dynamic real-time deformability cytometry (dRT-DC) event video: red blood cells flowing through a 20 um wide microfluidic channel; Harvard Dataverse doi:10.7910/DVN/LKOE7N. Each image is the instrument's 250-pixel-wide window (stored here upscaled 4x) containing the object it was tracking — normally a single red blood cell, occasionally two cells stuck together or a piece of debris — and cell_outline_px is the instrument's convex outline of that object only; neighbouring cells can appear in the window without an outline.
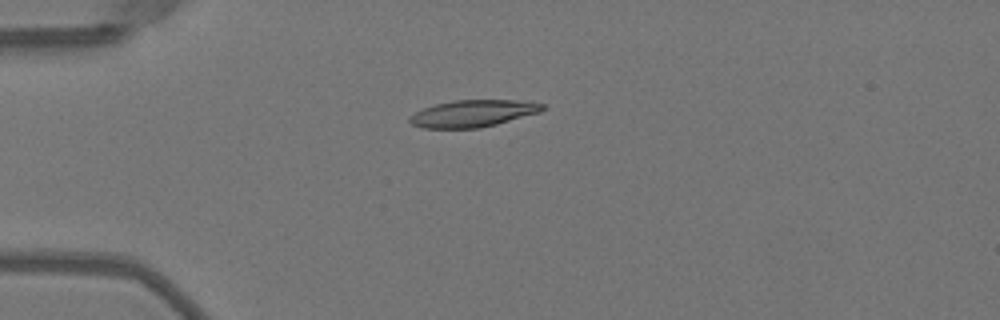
{"species": "Egyptian fruit bat (a non-hibernating species)", "species_latin": "Rousettus aegyptiacus", "temperature_condition": "warm", "stored_images_in_passage": 33, "camera_frame_rate_fps": 3000, "um_per_image_px": 0.085, "animal": {"sex": "female"}, "frame": {"image": 1, "passage_image": 1, "time_ms": 0.0, "image_size_px": [1000, 320], "cell_outline_px": [[544, 108], [540, 112], [496, 124], [480, 128], [424, 128], [412, 124], [408, 120], [408, 116], [424, 108], [436, 104], [456, 100], [516, 100], [544, 104]], "centroid_in_image_um": [40.18, 9.64], "position_along_channel_um": 44.8, "area_um2": 20.63}}
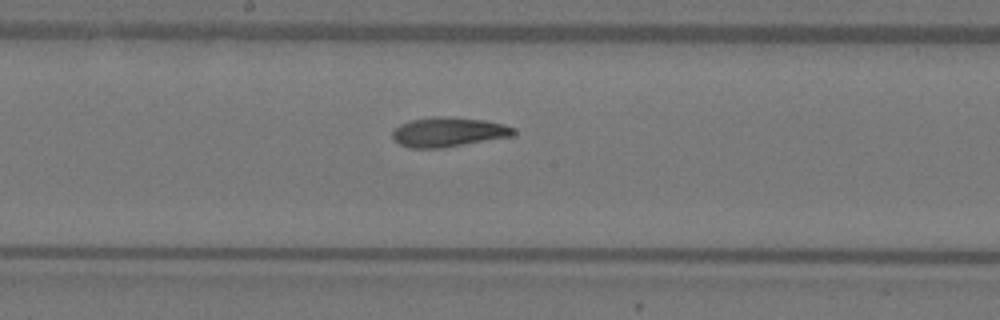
{"frame": {"image": 2, "passage_image": 15, "time_ms": 4.667, "image_size_px": [1000, 320], "cell_outline_px": [[516, 132], [512, 136], [444, 148], [408, 148], [400, 144], [392, 136], [392, 132], [400, 124], [408, 120], [436, 116], [440, 116], [484, 120], [504, 124], [516, 128]], "centroid_in_image_um": [38.12, 11.22], "position_along_channel_um": 210.1, "area_um2": 20.92}}
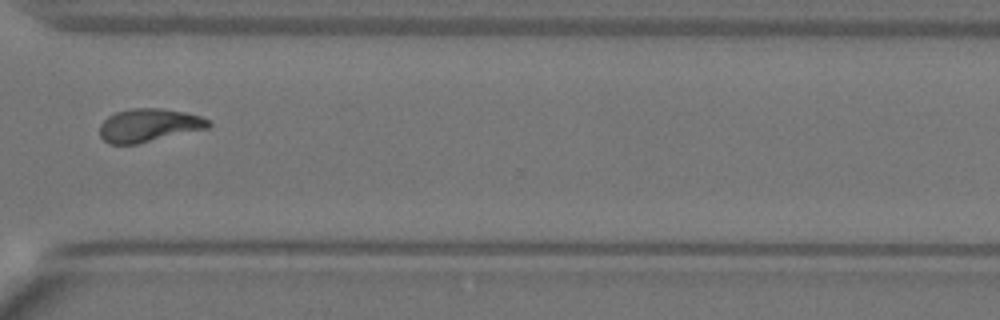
{"frame": {"image": 3, "passage_image": 26, "time_ms": 8.333, "image_size_px": [1000, 320], "cell_outline_px": [[212, 124], [208, 128], [136, 144], [108, 144], [100, 136], [100, 124], [108, 116], [116, 112], [132, 108], [160, 108], [184, 112], [200, 116], [208, 120]], "centroid_in_image_um": [12.63, 10.65], "position_along_channel_um": 358.0, "area_um2": 20.92}, "authors_computed_cell_mechanics": {"area_um2": 20.6346, "velocity_mm_per_s": 4.0548, "shape_relaxation_time_tau1_ms": null, "shape_relaxation_time_tau2_ms": 3.7455, "deformation_change_tau1": null, "deformation_change_tau2": 0.1136}}